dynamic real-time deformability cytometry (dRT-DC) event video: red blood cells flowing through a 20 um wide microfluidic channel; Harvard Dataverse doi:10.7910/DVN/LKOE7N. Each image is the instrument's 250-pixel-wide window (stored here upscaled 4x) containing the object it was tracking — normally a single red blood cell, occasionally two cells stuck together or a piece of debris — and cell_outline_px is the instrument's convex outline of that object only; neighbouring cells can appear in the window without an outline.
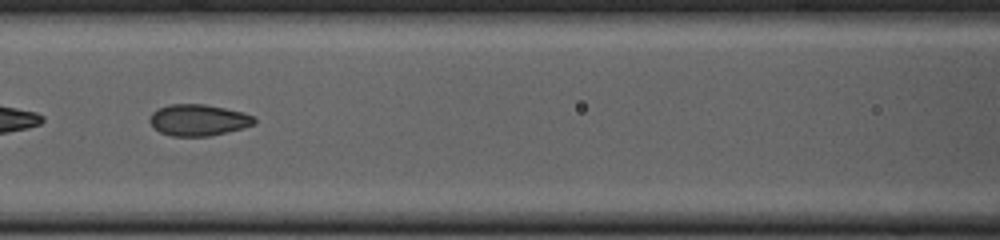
{"species": "common noctule bat (a hibernating species)", "species_latin": "Nyctalus noctula", "temperature_condition": "cold", "stored_images_in_passage": 39, "camera_frame_rate_fps": 3000, "um_per_image_px": 0.085, "animal": {"sex": "female", "body_mass_g": 23.0, "forearm_length_mm": 53.4}, "frame": {"image": 1, "passage_image": 23, "time_ms": 7.333, "image_size_px": [1000, 240], "cell_outline_px": [[256, 124], [208, 136], [172, 136], [160, 132], [148, 120], [152, 112], [156, 108], [168, 104], [204, 104], [244, 112], [252, 116], [256, 120]], "centroid_in_image_um": [16.83, 10.19], "position_along_channel_um": 149.8, "area_um2": 19.02}}